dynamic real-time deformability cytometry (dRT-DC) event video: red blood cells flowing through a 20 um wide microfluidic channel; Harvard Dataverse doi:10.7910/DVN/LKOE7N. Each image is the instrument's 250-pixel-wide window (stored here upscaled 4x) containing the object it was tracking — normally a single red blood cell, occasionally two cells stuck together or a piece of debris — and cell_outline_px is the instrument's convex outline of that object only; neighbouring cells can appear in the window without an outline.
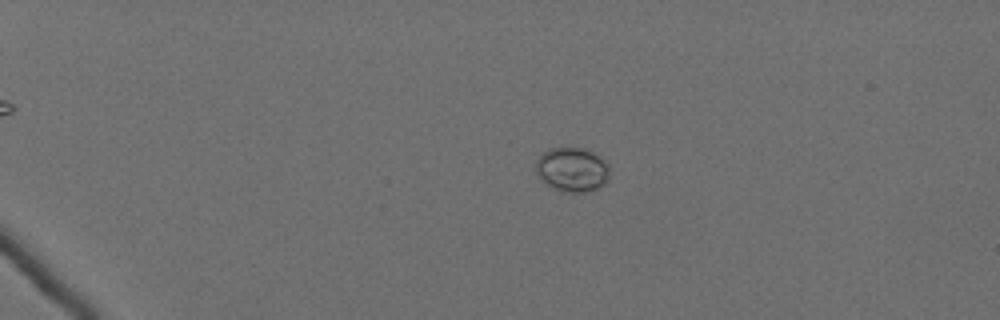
{"species": "Egyptian fruit bat (a non-hibernating species)", "species_latin": "Rousettus aegyptiacus", "temperature_condition": "cold", "stored_images_in_passage": 62, "camera_frame_rate_fps": 3000, "um_per_image_px": 0.085, "animal": {"sex": "female"}, "frame": {"image": 1, "passage_image": 16, "time_ms": 5.0, "image_size_px": [1000, 320], "cell_outline_px": [[612, 168], [608, 180], [596, 192], [560, 192], [544, 184], [540, 180], [536, 172], [536, 160], [548, 148], [588, 148], [600, 156]], "centroid_in_image_um": [48.67, 14.44], "position_along_channel_um": 36.3, "area_um2": 19.83}}
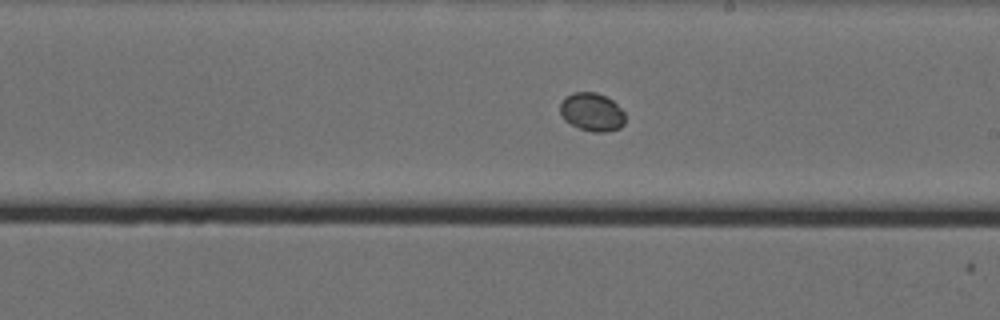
{"frame": {"image": 2, "passage_image": 40, "time_ms": 13.0, "image_size_px": [1000, 320], "cell_outline_px": [[624, 124], [620, 128], [604, 132], [592, 132], [580, 128], [564, 120], [560, 116], [560, 104], [564, 96], [572, 92], [596, 92], [612, 100], [624, 112]], "centroid_in_image_um": [50.28, 9.51], "position_along_channel_um": 238.7, "area_um2": 14.57}}
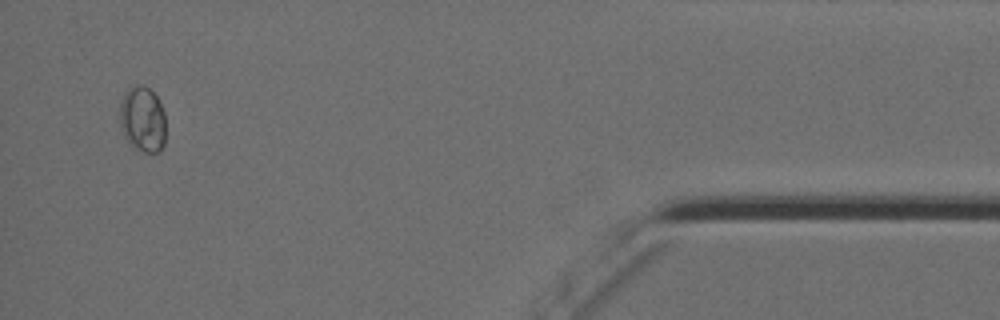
{"frame": {"image": 3, "passage_image": 60, "time_ms": 19.667, "image_size_px": [1000, 320], "cell_outline_px": [[164, 144], [160, 152], [144, 152], [136, 148], [124, 136], [120, 128], [120, 100], [124, 92], [128, 88], [140, 84], [144, 84], [160, 100], [164, 112]], "centroid_in_image_um": [12.11, 10.11], "position_along_channel_um": 423.1, "area_um2": 17.69}}